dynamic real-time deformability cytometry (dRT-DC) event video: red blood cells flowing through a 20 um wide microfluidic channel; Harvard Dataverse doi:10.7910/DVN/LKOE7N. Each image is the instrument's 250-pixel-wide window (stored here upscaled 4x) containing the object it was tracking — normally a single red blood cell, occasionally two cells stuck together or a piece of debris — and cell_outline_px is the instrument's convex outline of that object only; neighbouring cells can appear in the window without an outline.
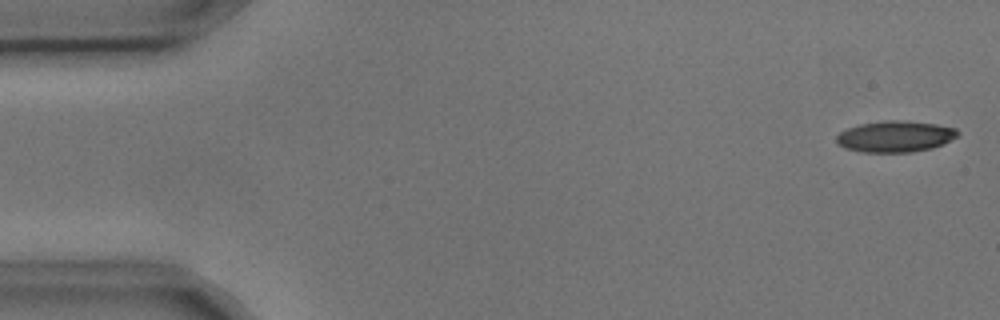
{"species": "common noctule bat (a hibernating species)", "species_latin": "Nyctalus noctula", "temperature_condition": "cold", "stored_images_in_passage": 5, "camera_frame_rate_fps": 3000, "um_per_image_px": 0.085, "animal": {"sex": "male", "body_mass_g": 17.9, "forearm_length_mm": 54.2}, "frame": {"image": 1, "passage_image": 1, "time_ms": 0.0, "image_size_px": [1000, 320], "cell_outline_px": [[960, 132], [956, 136], [944, 144], [932, 148], [912, 152], [860, 152], [844, 148], [836, 144], [836, 136], [840, 132], [848, 128], [860, 124], [884, 120], [904, 120], [936, 124], [956, 128]], "centroid_in_image_um": [76.07, 11.6], "position_along_channel_um": 8.9, "area_um2": 22.25}}
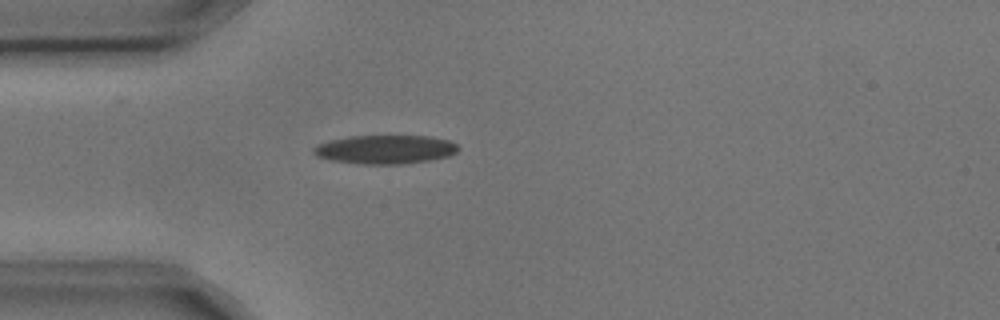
{"frame": {"image": 2, "passage_image": 5, "time_ms": 1.333, "image_size_px": [1000, 320], "cell_outline_px": [[460, 148], [456, 152], [448, 156], [428, 160], [400, 164], [360, 164], [332, 160], [316, 156], [312, 152], [312, 148], [316, 144], [328, 140], [352, 136], [428, 136], [448, 140], [456, 144]], "centroid_in_image_um": [32.7, 12.7], "position_along_channel_um": 52.3, "area_um2": 24.22}}